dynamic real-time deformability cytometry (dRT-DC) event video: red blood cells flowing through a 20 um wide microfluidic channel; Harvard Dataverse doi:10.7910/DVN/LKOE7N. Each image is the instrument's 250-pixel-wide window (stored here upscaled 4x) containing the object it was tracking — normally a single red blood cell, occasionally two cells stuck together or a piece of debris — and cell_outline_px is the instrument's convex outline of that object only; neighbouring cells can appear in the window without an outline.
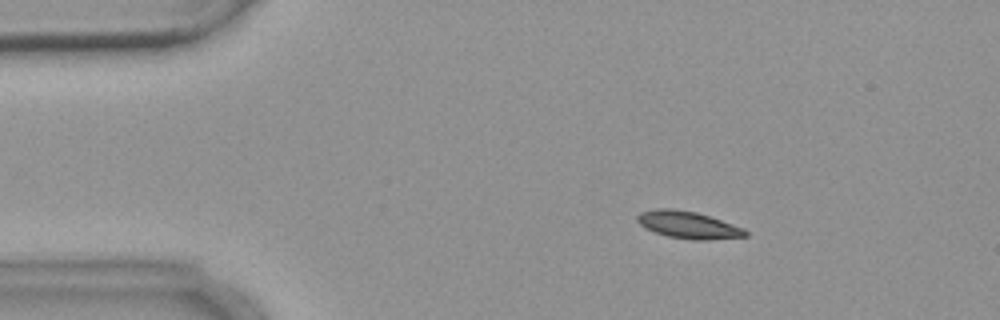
{"species": "common noctule bat (a hibernating species)", "species_latin": "Nyctalus noctula", "temperature_condition": "warm", "stored_images_in_passage": 4, "camera_frame_rate_fps": 3000, "um_per_image_px": 0.085, "animal": {"sex": "female", "body_mass_g": 18.4}, "frame": {"image": 1, "passage_image": 2, "time_ms": 2.0, "image_size_px": [1000, 320], "cell_outline_px": [[748, 236], [704, 240], [692, 240], [668, 236], [644, 228], [636, 220], [636, 216], [640, 212], [656, 208], [672, 208], [696, 212], [744, 228], [748, 232]], "centroid_in_image_um": [58.47, 19.11], "position_along_channel_um": 26.5, "area_um2": 17.05}}